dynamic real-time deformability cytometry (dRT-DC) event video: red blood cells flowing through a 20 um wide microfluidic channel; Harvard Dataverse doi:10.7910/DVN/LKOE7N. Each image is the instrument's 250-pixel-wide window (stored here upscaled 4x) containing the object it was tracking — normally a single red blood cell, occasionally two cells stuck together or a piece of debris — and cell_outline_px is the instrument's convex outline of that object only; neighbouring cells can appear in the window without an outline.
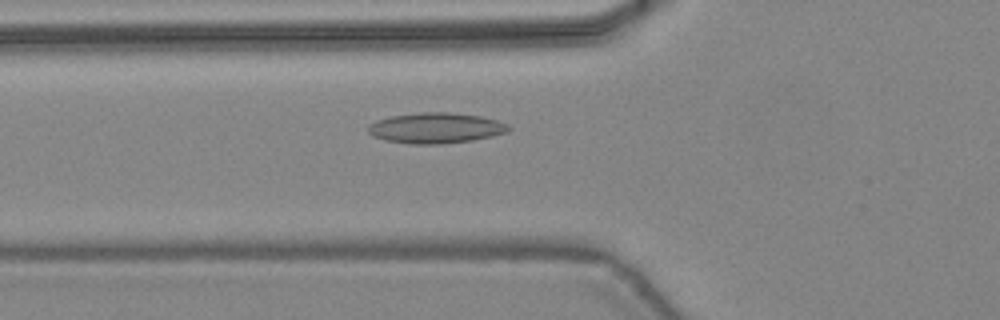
{"species": "common noctule bat (a hibernating species)", "species_latin": "Nyctalus noctula", "temperature_condition": "warm", "stored_images_in_passage": 31, "camera_frame_rate_fps": 3000, "um_per_image_px": 0.085, "animal": {"sex": "female", "body_mass_g": 24.6, "forearm_length_mm": 56.2}, "frame": {"image": 1, "passage_image": 5, "time_ms": 1.333, "image_size_px": [1000, 320], "cell_outline_px": [[512, 128], [508, 132], [492, 136], [472, 140], [440, 144], [408, 144], [384, 140], [372, 136], [368, 132], [368, 124], [376, 120], [392, 116], [420, 112], [448, 112], [480, 116], [496, 120], [508, 124]], "centroid_in_image_um": [37.02, 10.88], "position_along_channel_um": 88.8, "area_um2": 25.14}}
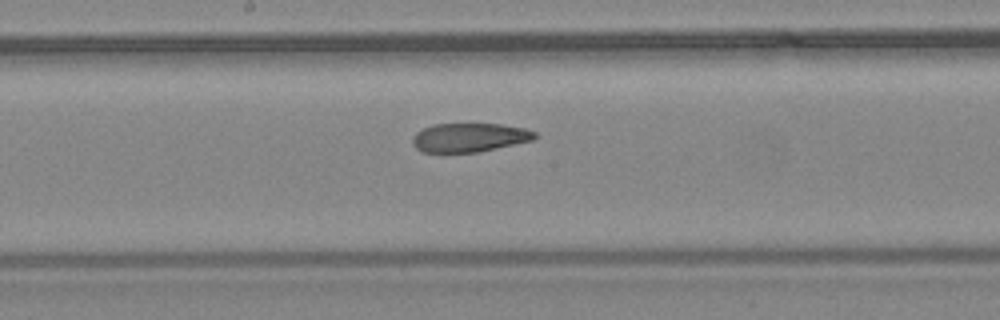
{"frame": {"image": 2, "passage_image": 13, "time_ms": 4.0, "image_size_px": [1000, 320], "cell_outline_px": [[536, 136], [532, 140], [476, 152], [424, 152], [416, 148], [412, 144], [412, 136], [416, 132], [432, 124], [500, 124], [524, 128], [536, 132]], "centroid_in_image_um": [39.85, 11.68], "position_along_channel_um": 208.3, "area_um2": 20.35}}
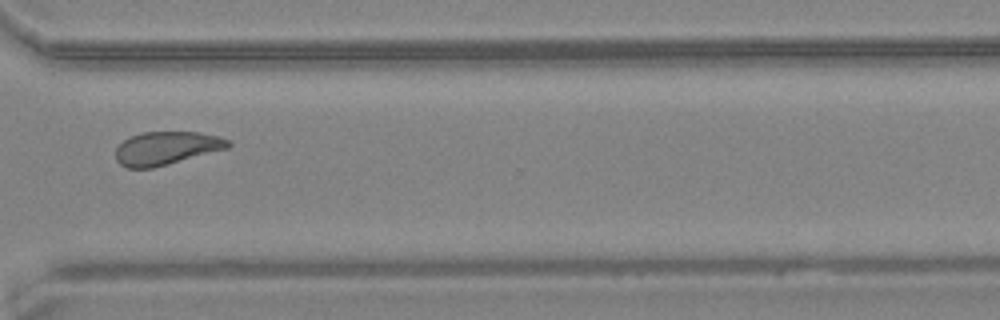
{"frame": {"image": 3, "passage_image": 23, "time_ms": 7.333, "image_size_px": [1000, 320], "cell_outline_px": [[232, 144], [228, 148], [168, 164], [152, 168], [128, 168], [120, 164], [116, 160], [116, 148], [128, 136], [140, 132], [200, 132], [220, 136], [232, 140]], "centroid_in_image_um": [14.16, 12.58], "position_along_channel_um": 356.4, "area_um2": 21.96}, "authors_computed_cell_mechanics": {"area_um2": 22.4264, "velocity_mm_per_s": 4.4492, "shape_relaxation_time_tau1_ms": null, "shape_relaxation_time_tau2_ms": 2.6356, "deformation_change_tau1": null, "deformation_change_tau2": 0.0967}}